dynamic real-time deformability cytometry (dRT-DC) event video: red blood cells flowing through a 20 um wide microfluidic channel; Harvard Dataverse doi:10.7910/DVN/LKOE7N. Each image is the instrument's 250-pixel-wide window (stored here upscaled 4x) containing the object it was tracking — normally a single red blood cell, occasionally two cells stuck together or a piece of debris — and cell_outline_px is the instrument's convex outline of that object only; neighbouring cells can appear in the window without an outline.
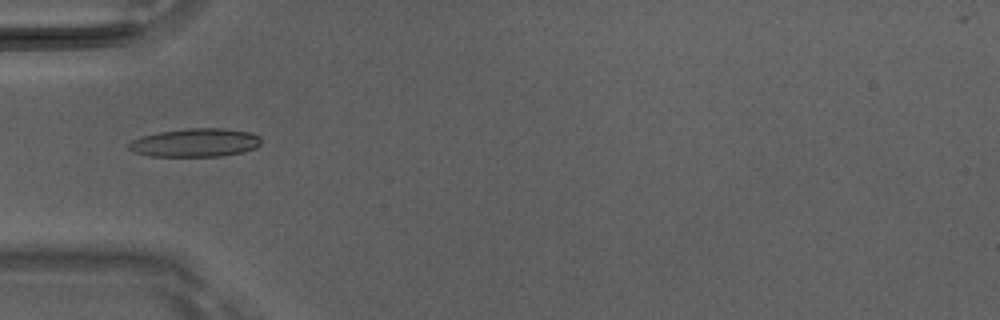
{"species": "Egyptian fruit bat (a non-hibernating species)", "species_latin": "Rousettus aegyptiacus", "temperature_condition": "room temperature", "stored_images_in_passage": 49, "camera_frame_rate_fps": 3000, "um_per_image_px": 0.085, "animal": {"sex": "male"}, "frame": {"image": 1, "passage_image": 17, "time_ms": 5.333, "image_size_px": [1000, 320], "cell_outline_px": [[260, 144], [256, 148], [244, 152], [220, 156], [148, 156], [132, 152], [124, 144], [140, 136], [160, 132], [188, 128], [224, 128], [252, 132], [260, 136]], "centroid_in_image_um": [16.57, 12.12], "position_along_channel_um": 68.4, "area_um2": 22.25}}
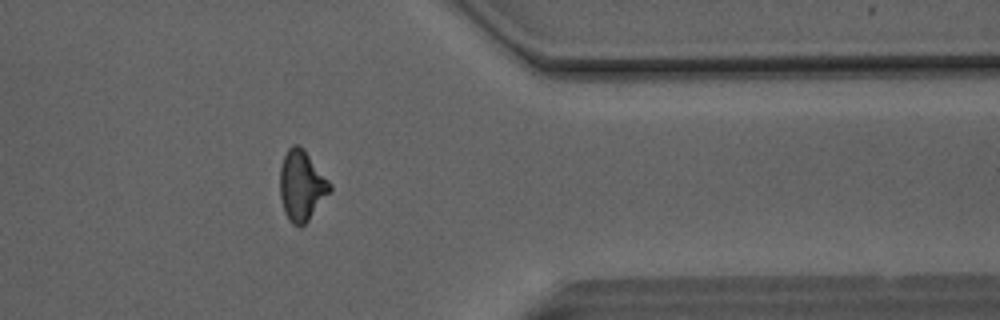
{"frame": {"image": 2, "passage_image": 41, "time_ms": 13.333, "image_size_px": [1000, 320], "cell_outline_px": [[332, 188], [308, 220], [300, 228], [292, 224], [288, 220], [284, 212], [280, 196], [280, 168], [284, 156], [288, 148], [292, 144], [300, 144], [304, 148], [332, 184]], "centroid_in_image_um": [25.62, 15.75], "position_along_channel_um": 385.8, "area_um2": 20.52}}
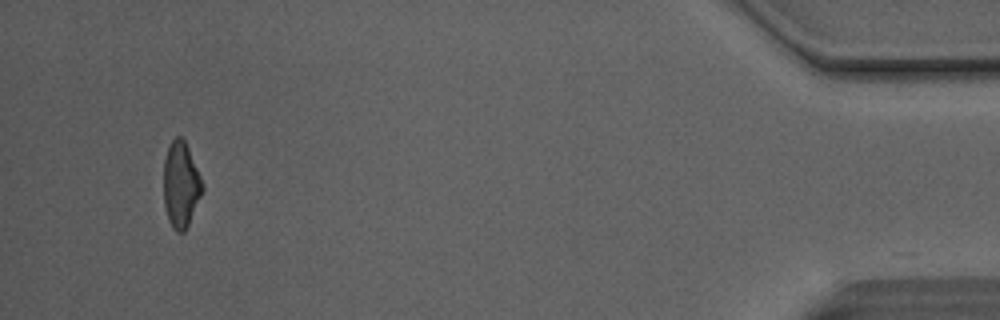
{"frame": {"image": 3, "passage_image": 48, "time_ms": 15.667, "image_size_px": [1000, 320], "cell_outline_px": [[204, 188], [188, 224], [184, 232], [176, 232], [172, 228], [168, 220], [164, 204], [164, 160], [168, 144], [176, 136], [180, 136], [184, 140], [188, 148], [200, 176]], "centroid_in_image_um": [15.35, 15.69], "position_along_channel_um": 419.8, "area_um2": 19.19}, "authors_computed_cell_mechanics": {"area_um2": 20.23, "velocity_mm_per_s": 4.1535, "shape_relaxation_time_tau1_ms": 5.4143, "shape_relaxation_time_tau2_ms": 2.146, "deformation_change_tau1": 0.2005, "deformation_change_tau2": 0.1038}}